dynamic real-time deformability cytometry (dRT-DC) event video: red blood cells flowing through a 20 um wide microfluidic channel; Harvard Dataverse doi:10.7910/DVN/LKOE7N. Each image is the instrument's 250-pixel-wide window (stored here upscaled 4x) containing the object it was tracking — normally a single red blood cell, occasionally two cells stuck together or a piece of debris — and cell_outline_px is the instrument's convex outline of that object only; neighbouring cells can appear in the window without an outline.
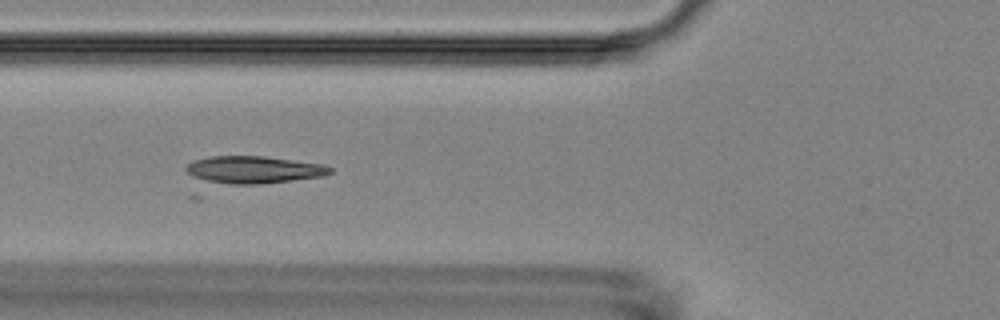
{"species": "Egyptian fruit bat (a non-hibernating species)", "species_latin": "Rousettus aegyptiacus", "temperature_condition": "room temperature", "stored_images_in_passage": 7, "camera_frame_rate_fps": 3000, "um_per_image_px": 0.085, "animal": {"sex": "female"}, "frame": {"image": 1, "passage_image": 6, "time_ms": 7.0, "image_size_px": [1000, 320], "cell_outline_px": [[332, 172], [324, 176], [292, 180], [256, 184], [232, 184], [200, 180], [192, 176], [184, 168], [192, 160], [208, 156], [264, 156], [324, 164], [332, 168]], "centroid_in_image_um": [21.54, 14.41], "position_along_channel_um": 104.3, "area_um2": 22.95}}